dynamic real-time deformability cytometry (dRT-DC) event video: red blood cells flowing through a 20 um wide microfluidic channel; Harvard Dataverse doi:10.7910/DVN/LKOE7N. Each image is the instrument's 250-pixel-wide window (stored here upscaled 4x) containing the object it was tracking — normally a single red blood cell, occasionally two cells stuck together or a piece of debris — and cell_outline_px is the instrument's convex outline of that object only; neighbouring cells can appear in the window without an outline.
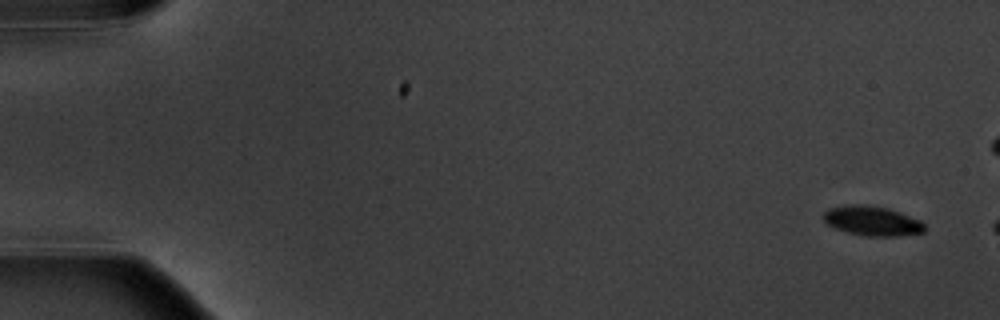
{"species": "common noctule bat (a hibernating species)", "species_latin": "Nyctalus noctula", "temperature_condition": "warm", "stored_images_in_passage": 3, "camera_frame_rate_fps": 3000, "um_per_image_px": 0.085, "animal": {"sex": "male", "body_mass_g": 20.1, "forearm_length_mm": 53.5}, "frame": {"image": 1, "passage_image": 1, "time_ms": 0.0, "image_size_px": [1000, 320], "cell_outline_px": [[928, 228], [924, 232], [900, 236], [864, 236], [848, 232], [824, 224], [824, 212], [828, 208], [848, 204], [864, 204], [888, 208], [900, 212], [920, 220]], "centroid_in_image_um": [74.14, 18.77], "position_along_channel_um": 10.9, "area_um2": 17.69}}